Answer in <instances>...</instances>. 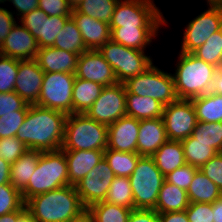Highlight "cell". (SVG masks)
<instances>
[{"label": "cell", "mask_w": 222, "mask_h": 222, "mask_svg": "<svg viewBox=\"0 0 222 222\" xmlns=\"http://www.w3.org/2000/svg\"><path fill=\"white\" fill-rule=\"evenodd\" d=\"M25 207L37 222H69L87 211L73 185L36 195Z\"/></svg>", "instance_id": "2"}, {"label": "cell", "mask_w": 222, "mask_h": 222, "mask_svg": "<svg viewBox=\"0 0 222 222\" xmlns=\"http://www.w3.org/2000/svg\"><path fill=\"white\" fill-rule=\"evenodd\" d=\"M25 204L15 212H10L0 216V222H17L26 213Z\"/></svg>", "instance_id": "54"}, {"label": "cell", "mask_w": 222, "mask_h": 222, "mask_svg": "<svg viewBox=\"0 0 222 222\" xmlns=\"http://www.w3.org/2000/svg\"><path fill=\"white\" fill-rule=\"evenodd\" d=\"M85 114L106 126L126 116V89L124 84L118 82L103 87L99 97Z\"/></svg>", "instance_id": "12"}, {"label": "cell", "mask_w": 222, "mask_h": 222, "mask_svg": "<svg viewBox=\"0 0 222 222\" xmlns=\"http://www.w3.org/2000/svg\"><path fill=\"white\" fill-rule=\"evenodd\" d=\"M103 87L99 83L76 77L73 84L72 114H85L99 97Z\"/></svg>", "instance_id": "28"}, {"label": "cell", "mask_w": 222, "mask_h": 222, "mask_svg": "<svg viewBox=\"0 0 222 222\" xmlns=\"http://www.w3.org/2000/svg\"><path fill=\"white\" fill-rule=\"evenodd\" d=\"M128 222H159V217L153 209H132Z\"/></svg>", "instance_id": "50"}, {"label": "cell", "mask_w": 222, "mask_h": 222, "mask_svg": "<svg viewBox=\"0 0 222 222\" xmlns=\"http://www.w3.org/2000/svg\"><path fill=\"white\" fill-rule=\"evenodd\" d=\"M135 209H155L165 176L152 157L141 156L129 177Z\"/></svg>", "instance_id": "7"}, {"label": "cell", "mask_w": 222, "mask_h": 222, "mask_svg": "<svg viewBox=\"0 0 222 222\" xmlns=\"http://www.w3.org/2000/svg\"><path fill=\"white\" fill-rule=\"evenodd\" d=\"M209 93L222 96V65L216 68Z\"/></svg>", "instance_id": "53"}, {"label": "cell", "mask_w": 222, "mask_h": 222, "mask_svg": "<svg viewBox=\"0 0 222 222\" xmlns=\"http://www.w3.org/2000/svg\"><path fill=\"white\" fill-rule=\"evenodd\" d=\"M53 47L78 54L79 56L88 50L72 17L66 21L57 35Z\"/></svg>", "instance_id": "32"}, {"label": "cell", "mask_w": 222, "mask_h": 222, "mask_svg": "<svg viewBox=\"0 0 222 222\" xmlns=\"http://www.w3.org/2000/svg\"><path fill=\"white\" fill-rule=\"evenodd\" d=\"M69 222H92L91 216L86 211L84 214H82L80 217L73 219Z\"/></svg>", "instance_id": "57"}, {"label": "cell", "mask_w": 222, "mask_h": 222, "mask_svg": "<svg viewBox=\"0 0 222 222\" xmlns=\"http://www.w3.org/2000/svg\"><path fill=\"white\" fill-rule=\"evenodd\" d=\"M173 75L178 99L191 100L209 93L216 68L193 53L179 52Z\"/></svg>", "instance_id": "3"}, {"label": "cell", "mask_w": 222, "mask_h": 222, "mask_svg": "<svg viewBox=\"0 0 222 222\" xmlns=\"http://www.w3.org/2000/svg\"><path fill=\"white\" fill-rule=\"evenodd\" d=\"M38 8L48 16L71 17L73 6L69 0H39Z\"/></svg>", "instance_id": "45"}, {"label": "cell", "mask_w": 222, "mask_h": 222, "mask_svg": "<svg viewBox=\"0 0 222 222\" xmlns=\"http://www.w3.org/2000/svg\"><path fill=\"white\" fill-rule=\"evenodd\" d=\"M199 170L216 184L222 192V152L213 156Z\"/></svg>", "instance_id": "46"}, {"label": "cell", "mask_w": 222, "mask_h": 222, "mask_svg": "<svg viewBox=\"0 0 222 222\" xmlns=\"http://www.w3.org/2000/svg\"><path fill=\"white\" fill-rule=\"evenodd\" d=\"M151 157L164 176L186 164L181 141L168 140Z\"/></svg>", "instance_id": "25"}, {"label": "cell", "mask_w": 222, "mask_h": 222, "mask_svg": "<svg viewBox=\"0 0 222 222\" xmlns=\"http://www.w3.org/2000/svg\"><path fill=\"white\" fill-rule=\"evenodd\" d=\"M190 204L187 191L167 182H163L155 206L157 213L184 211Z\"/></svg>", "instance_id": "27"}, {"label": "cell", "mask_w": 222, "mask_h": 222, "mask_svg": "<svg viewBox=\"0 0 222 222\" xmlns=\"http://www.w3.org/2000/svg\"><path fill=\"white\" fill-rule=\"evenodd\" d=\"M88 50H99L110 40V25L80 12H71Z\"/></svg>", "instance_id": "21"}, {"label": "cell", "mask_w": 222, "mask_h": 222, "mask_svg": "<svg viewBox=\"0 0 222 222\" xmlns=\"http://www.w3.org/2000/svg\"><path fill=\"white\" fill-rule=\"evenodd\" d=\"M75 76L104 87L118 83L113 68L99 50H87L78 57Z\"/></svg>", "instance_id": "16"}, {"label": "cell", "mask_w": 222, "mask_h": 222, "mask_svg": "<svg viewBox=\"0 0 222 222\" xmlns=\"http://www.w3.org/2000/svg\"><path fill=\"white\" fill-rule=\"evenodd\" d=\"M79 55L56 47L39 48L35 60L44 72L75 74Z\"/></svg>", "instance_id": "22"}, {"label": "cell", "mask_w": 222, "mask_h": 222, "mask_svg": "<svg viewBox=\"0 0 222 222\" xmlns=\"http://www.w3.org/2000/svg\"><path fill=\"white\" fill-rule=\"evenodd\" d=\"M67 114L30 104L15 137L28 149L55 151L62 147Z\"/></svg>", "instance_id": "1"}, {"label": "cell", "mask_w": 222, "mask_h": 222, "mask_svg": "<svg viewBox=\"0 0 222 222\" xmlns=\"http://www.w3.org/2000/svg\"><path fill=\"white\" fill-rule=\"evenodd\" d=\"M24 204L21 192L11 183L0 185V216L18 211Z\"/></svg>", "instance_id": "41"}, {"label": "cell", "mask_w": 222, "mask_h": 222, "mask_svg": "<svg viewBox=\"0 0 222 222\" xmlns=\"http://www.w3.org/2000/svg\"><path fill=\"white\" fill-rule=\"evenodd\" d=\"M44 71L34 60H19L14 91L28 104H35L41 93Z\"/></svg>", "instance_id": "17"}, {"label": "cell", "mask_w": 222, "mask_h": 222, "mask_svg": "<svg viewBox=\"0 0 222 222\" xmlns=\"http://www.w3.org/2000/svg\"><path fill=\"white\" fill-rule=\"evenodd\" d=\"M209 1H211L213 3H216V4H219V5L222 6V0H209Z\"/></svg>", "instance_id": "59"}, {"label": "cell", "mask_w": 222, "mask_h": 222, "mask_svg": "<svg viewBox=\"0 0 222 222\" xmlns=\"http://www.w3.org/2000/svg\"><path fill=\"white\" fill-rule=\"evenodd\" d=\"M160 28L118 27L110 28V39L126 47L146 51Z\"/></svg>", "instance_id": "24"}, {"label": "cell", "mask_w": 222, "mask_h": 222, "mask_svg": "<svg viewBox=\"0 0 222 222\" xmlns=\"http://www.w3.org/2000/svg\"><path fill=\"white\" fill-rule=\"evenodd\" d=\"M17 222H37L28 212H26Z\"/></svg>", "instance_id": "58"}, {"label": "cell", "mask_w": 222, "mask_h": 222, "mask_svg": "<svg viewBox=\"0 0 222 222\" xmlns=\"http://www.w3.org/2000/svg\"><path fill=\"white\" fill-rule=\"evenodd\" d=\"M118 1L119 0H79L73 6L72 12H80L110 24Z\"/></svg>", "instance_id": "33"}, {"label": "cell", "mask_w": 222, "mask_h": 222, "mask_svg": "<svg viewBox=\"0 0 222 222\" xmlns=\"http://www.w3.org/2000/svg\"><path fill=\"white\" fill-rule=\"evenodd\" d=\"M140 120L124 116L108 126L107 148L137 153Z\"/></svg>", "instance_id": "19"}, {"label": "cell", "mask_w": 222, "mask_h": 222, "mask_svg": "<svg viewBox=\"0 0 222 222\" xmlns=\"http://www.w3.org/2000/svg\"><path fill=\"white\" fill-rule=\"evenodd\" d=\"M10 3H13V6L16 8V16L22 17L24 14H27L34 9L38 8L39 0H8Z\"/></svg>", "instance_id": "51"}, {"label": "cell", "mask_w": 222, "mask_h": 222, "mask_svg": "<svg viewBox=\"0 0 222 222\" xmlns=\"http://www.w3.org/2000/svg\"><path fill=\"white\" fill-rule=\"evenodd\" d=\"M108 126L86 114H69L65 123L62 150H99L107 148Z\"/></svg>", "instance_id": "5"}, {"label": "cell", "mask_w": 222, "mask_h": 222, "mask_svg": "<svg viewBox=\"0 0 222 222\" xmlns=\"http://www.w3.org/2000/svg\"><path fill=\"white\" fill-rule=\"evenodd\" d=\"M10 168L11 165L8 162H0V185L11 183Z\"/></svg>", "instance_id": "55"}, {"label": "cell", "mask_w": 222, "mask_h": 222, "mask_svg": "<svg viewBox=\"0 0 222 222\" xmlns=\"http://www.w3.org/2000/svg\"><path fill=\"white\" fill-rule=\"evenodd\" d=\"M67 185L70 184L64 151L62 149L44 151L27 186L21 191L22 199L25 203L36 195Z\"/></svg>", "instance_id": "4"}, {"label": "cell", "mask_w": 222, "mask_h": 222, "mask_svg": "<svg viewBox=\"0 0 222 222\" xmlns=\"http://www.w3.org/2000/svg\"><path fill=\"white\" fill-rule=\"evenodd\" d=\"M167 23L154 0H119L109 25L110 28H160Z\"/></svg>", "instance_id": "8"}, {"label": "cell", "mask_w": 222, "mask_h": 222, "mask_svg": "<svg viewBox=\"0 0 222 222\" xmlns=\"http://www.w3.org/2000/svg\"><path fill=\"white\" fill-rule=\"evenodd\" d=\"M99 52L111 65L120 83L144 72L153 64V59L141 50L132 49L111 39L103 45Z\"/></svg>", "instance_id": "9"}, {"label": "cell", "mask_w": 222, "mask_h": 222, "mask_svg": "<svg viewBox=\"0 0 222 222\" xmlns=\"http://www.w3.org/2000/svg\"><path fill=\"white\" fill-rule=\"evenodd\" d=\"M39 47L36 38L22 25L17 23L0 47V55L17 60H34Z\"/></svg>", "instance_id": "18"}, {"label": "cell", "mask_w": 222, "mask_h": 222, "mask_svg": "<svg viewBox=\"0 0 222 222\" xmlns=\"http://www.w3.org/2000/svg\"><path fill=\"white\" fill-rule=\"evenodd\" d=\"M79 0H69V3L74 6Z\"/></svg>", "instance_id": "60"}, {"label": "cell", "mask_w": 222, "mask_h": 222, "mask_svg": "<svg viewBox=\"0 0 222 222\" xmlns=\"http://www.w3.org/2000/svg\"><path fill=\"white\" fill-rule=\"evenodd\" d=\"M0 162H6L4 159L1 158V153H0Z\"/></svg>", "instance_id": "61"}, {"label": "cell", "mask_w": 222, "mask_h": 222, "mask_svg": "<svg viewBox=\"0 0 222 222\" xmlns=\"http://www.w3.org/2000/svg\"><path fill=\"white\" fill-rule=\"evenodd\" d=\"M8 0H0V4L1 3H5V2H7Z\"/></svg>", "instance_id": "62"}, {"label": "cell", "mask_w": 222, "mask_h": 222, "mask_svg": "<svg viewBox=\"0 0 222 222\" xmlns=\"http://www.w3.org/2000/svg\"><path fill=\"white\" fill-rule=\"evenodd\" d=\"M75 74L45 72L41 93L35 105L72 114V96Z\"/></svg>", "instance_id": "10"}, {"label": "cell", "mask_w": 222, "mask_h": 222, "mask_svg": "<svg viewBox=\"0 0 222 222\" xmlns=\"http://www.w3.org/2000/svg\"><path fill=\"white\" fill-rule=\"evenodd\" d=\"M29 106L30 104L27 103L21 110L0 117V138L16 135L25 119Z\"/></svg>", "instance_id": "42"}, {"label": "cell", "mask_w": 222, "mask_h": 222, "mask_svg": "<svg viewBox=\"0 0 222 222\" xmlns=\"http://www.w3.org/2000/svg\"><path fill=\"white\" fill-rule=\"evenodd\" d=\"M162 119L171 141H182L189 137L198 123L194 105L186 99H177L164 106Z\"/></svg>", "instance_id": "13"}, {"label": "cell", "mask_w": 222, "mask_h": 222, "mask_svg": "<svg viewBox=\"0 0 222 222\" xmlns=\"http://www.w3.org/2000/svg\"><path fill=\"white\" fill-rule=\"evenodd\" d=\"M68 166L69 184L82 180L104 157L99 150H63Z\"/></svg>", "instance_id": "23"}, {"label": "cell", "mask_w": 222, "mask_h": 222, "mask_svg": "<svg viewBox=\"0 0 222 222\" xmlns=\"http://www.w3.org/2000/svg\"><path fill=\"white\" fill-rule=\"evenodd\" d=\"M181 143L184 149L186 164L197 168H200L218 153L214 148L209 147V144L195 142V139L191 135L182 140Z\"/></svg>", "instance_id": "36"}, {"label": "cell", "mask_w": 222, "mask_h": 222, "mask_svg": "<svg viewBox=\"0 0 222 222\" xmlns=\"http://www.w3.org/2000/svg\"><path fill=\"white\" fill-rule=\"evenodd\" d=\"M193 54L206 63L220 67L222 65V28L212 34Z\"/></svg>", "instance_id": "39"}, {"label": "cell", "mask_w": 222, "mask_h": 222, "mask_svg": "<svg viewBox=\"0 0 222 222\" xmlns=\"http://www.w3.org/2000/svg\"><path fill=\"white\" fill-rule=\"evenodd\" d=\"M197 120L201 122H222V96L207 93L191 99Z\"/></svg>", "instance_id": "31"}, {"label": "cell", "mask_w": 222, "mask_h": 222, "mask_svg": "<svg viewBox=\"0 0 222 222\" xmlns=\"http://www.w3.org/2000/svg\"><path fill=\"white\" fill-rule=\"evenodd\" d=\"M123 84L126 93L154 98L164 106L178 99L172 73L162 71L154 64Z\"/></svg>", "instance_id": "6"}, {"label": "cell", "mask_w": 222, "mask_h": 222, "mask_svg": "<svg viewBox=\"0 0 222 222\" xmlns=\"http://www.w3.org/2000/svg\"><path fill=\"white\" fill-rule=\"evenodd\" d=\"M189 222H213V210L210 203H190L185 210Z\"/></svg>", "instance_id": "47"}, {"label": "cell", "mask_w": 222, "mask_h": 222, "mask_svg": "<svg viewBox=\"0 0 222 222\" xmlns=\"http://www.w3.org/2000/svg\"><path fill=\"white\" fill-rule=\"evenodd\" d=\"M27 103L15 92L0 93V117L21 110Z\"/></svg>", "instance_id": "48"}, {"label": "cell", "mask_w": 222, "mask_h": 222, "mask_svg": "<svg viewBox=\"0 0 222 222\" xmlns=\"http://www.w3.org/2000/svg\"><path fill=\"white\" fill-rule=\"evenodd\" d=\"M190 203H210L222 196V192L199 169L195 172L193 180L187 189Z\"/></svg>", "instance_id": "30"}, {"label": "cell", "mask_w": 222, "mask_h": 222, "mask_svg": "<svg viewBox=\"0 0 222 222\" xmlns=\"http://www.w3.org/2000/svg\"><path fill=\"white\" fill-rule=\"evenodd\" d=\"M19 60L0 55V93L14 91Z\"/></svg>", "instance_id": "40"}, {"label": "cell", "mask_w": 222, "mask_h": 222, "mask_svg": "<svg viewBox=\"0 0 222 222\" xmlns=\"http://www.w3.org/2000/svg\"><path fill=\"white\" fill-rule=\"evenodd\" d=\"M132 209L107 203H95L87 208L92 222H128Z\"/></svg>", "instance_id": "35"}, {"label": "cell", "mask_w": 222, "mask_h": 222, "mask_svg": "<svg viewBox=\"0 0 222 222\" xmlns=\"http://www.w3.org/2000/svg\"><path fill=\"white\" fill-rule=\"evenodd\" d=\"M199 168L192 166L190 164H185L182 167L177 168L168 175L165 176V180L175 186L182 188L187 191L189 185L191 184L195 172Z\"/></svg>", "instance_id": "44"}, {"label": "cell", "mask_w": 222, "mask_h": 222, "mask_svg": "<svg viewBox=\"0 0 222 222\" xmlns=\"http://www.w3.org/2000/svg\"><path fill=\"white\" fill-rule=\"evenodd\" d=\"M115 177L114 172L103 157L82 180L74 185L86 209L105 200Z\"/></svg>", "instance_id": "14"}, {"label": "cell", "mask_w": 222, "mask_h": 222, "mask_svg": "<svg viewBox=\"0 0 222 222\" xmlns=\"http://www.w3.org/2000/svg\"><path fill=\"white\" fill-rule=\"evenodd\" d=\"M164 105L150 97L126 93V115L138 120L160 118Z\"/></svg>", "instance_id": "29"}, {"label": "cell", "mask_w": 222, "mask_h": 222, "mask_svg": "<svg viewBox=\"0 0 222 222\" xmlns=\"http://www.w3.org/2000/svg\"><path fill=\"white\" fill-rule=\"evenodd\" d=\"M207 5V10L186 25L180 52L193 53L222 28V6L211 1H207Z\"/></svg>", "instance_id": "11"}, {"label": "cell", "mask_w": 222, "mask_h": 222, "mask_svg": "<svg viewBox=\"0 0 222 222\" xmlns=\"http://www.w3.org/2000/svg\"><path fill=\"white\" fill-rule=\"evenodd\" d=\"M14 14L6 8L0 7V47L10 33L12 27L17 23Z\"/></svg>", "instance_id": "49"}, {"label": "cell", "mask_w": 222, "mask_h": 222, "mask_svg": "<svg viewBox=\"0 0 222 222\" xmlns=\"http://www.w3.org/2000/svg\"><path fill=\"white\" fill-rule=\"evenodd\" d=\"M191 136L195 142L209 144L218 153L222 152V122H201L198 121Z\"/></svg>", "instance_id": "38"}, {"label": "cell", "mask_w": 222, "mask_h": 222, "mask_svg": "<svg viewBox=\"0 0 222 222\" xmlns=\"http://www.w3.org/2000/svg\"><path fill=\"white\" fill-rule=\"evenodd\" d=\"M104 201L125 208L135 209L129 177H115Z\"/></svg>", "instance_id": "37"}, {"label": "cell", "mask_w": 222, "mask_h": 222, "mask_svg": "<svg viewBox=\"0 0 222 222\" xmlns=\"http://www.w3.org/2000/svg\"><path fill=\"white\" fill-rule=\"evenodd\" d=\"M28 150L27 146L15 136L0 138L1 158L13 164Z\"/></svg>", "instance_id": "43"}, {"label": "cell", "mask_w": 222, "mask_h": 222, "mask_svg": "<svg viewBox=\"0 0 222 222\" xmlns=\"http://www.w3.org/2000/svg\"><path fill=\"white\" fill-rule=\"evenodd\" d=\"M70 17L48 16L37 8L18 18L21 24L36 38L39 48L54 45L57 35Z\"/></svg>", "instance_id": "15"}, {"label": "cell", "mask_w": 222, "mask_h": 222, "mask_svg": "<svg viewBox=\"0 0 222 222\" xmlns=\"http://www.w3.org/2000/svg\"><path fill=\"white\" fill-rule=\"evenodd\" d=\"M42 151L28 149L10 168V182L20 192L27 186L38 165Z\"/></svg>", "instance_id": "26"}, {"label": "cell", "mask_w": 222, "mask_h": 222, "mask_svg": "<svg viewBox=\"0 0 222 222\" xmlns=\"http://www.w3.org/2000/svg\"><path fill=\"white\" fill-rule=\"evenodd\" d=\"M159 222H189L186 211L158 213Z\"/></svg>", "instance_id": "52"}, {"label": "cell", "mask_w": 222, "mask_h": 222, "mask_svg": "<svg viewBox=\"0 0 222 222\" xmlns=\"http://www.w3.org/2000/svg\"><path fill=\"white\" fill-rule=\"evenodd\" d=\"M168 140L162 117L140 120L137 138L140 156L151 157Z\"/></svg>", "instance_id": "20"}, {"label": "cell", "mask_w": 222, "mask_h": 222, "mask_svg": "<svg viewBox=\"0 0 222 222\" xmlns=\"http://www.w3.org/2000/svg\"><path fill=\"white\" fill-rule=\"evenodd\" d=\"M213 222H222V196L212 203Z\"/></svg>", "instance_id": "56"}, {"label": "cell", "mask_w": 222, "mask_h": 222, "mask_svg": "<svg viewBox=\"0 0 222 222\" xmlns=\"http://www.w3.org/2000/svg\"><path fill=\"white\" fill-rule=\"evenodd\" d=\"M141 156L133 152H121L106 148L104 158L116 177H130Z\"/></svg>", "instance_id": "34"}]
</instances>
